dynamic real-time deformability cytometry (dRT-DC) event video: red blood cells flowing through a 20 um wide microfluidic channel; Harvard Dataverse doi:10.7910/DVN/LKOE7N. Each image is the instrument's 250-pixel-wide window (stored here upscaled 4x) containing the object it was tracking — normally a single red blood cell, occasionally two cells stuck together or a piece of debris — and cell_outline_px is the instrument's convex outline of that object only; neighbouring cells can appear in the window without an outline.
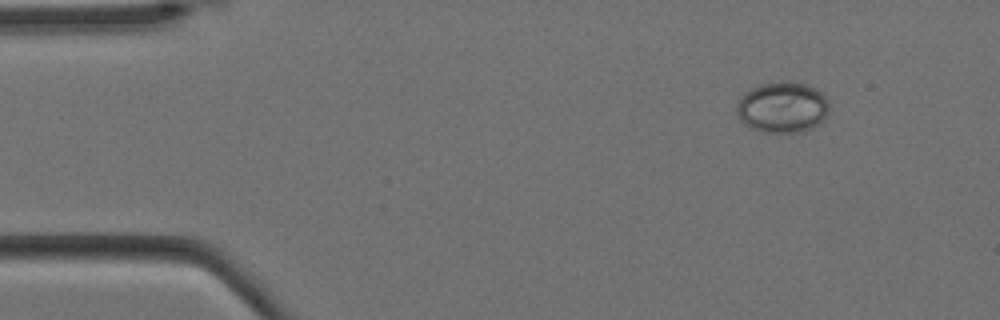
{"species": "Egyptian fruit bat (a non-hibernating species)", "species_latin": "Rousettus aegyptiacus", "temperature_condition": "cold", "stored_images_in_passage": 4, "camera_frame_rate_fps": 3000, "um_per_image_px": 0.085, "animal": {"sex": "female"}, "frame": {"image": 1, "passage_image": 1, "time_ms": 0.0, "image_size_px": [1000, 320], "cell_outline_px": [[828, 116], [820, 124], [804, 132], [760, 132], [744, 124], [740, 120], [736, 112], [736, 104], [752, 88], [760, 84], [804, 84], [820, 92], [824, 96], [828, 104]], "centroid_in_image_um": [66.51, 9.19], "position_along_channel_um": 18.5, "area_um2": 26.82}}